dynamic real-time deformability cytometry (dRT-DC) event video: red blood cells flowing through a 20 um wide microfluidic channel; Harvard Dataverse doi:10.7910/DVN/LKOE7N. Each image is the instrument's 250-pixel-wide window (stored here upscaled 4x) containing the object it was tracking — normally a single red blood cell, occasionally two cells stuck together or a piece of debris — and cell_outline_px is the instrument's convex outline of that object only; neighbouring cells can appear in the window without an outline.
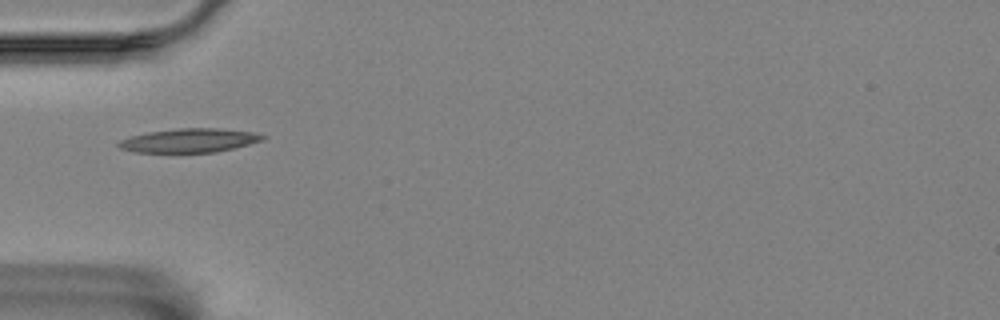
{"species": "Egyptian fruit bat (a non-hibernating species)", "species_latin": "Rousettus aegyptiacus", "temperature_condition": "room temperature", "stored_images_in_passage": 40, "camera_frame_rate_fps": 3000, "um_per_image_px": 0.085, "animal": {"sex": "female"}, "frame": {"image": 1, "passage_image": 1, "time_ms": 0.0, "image_size_px": [1000, 320], "cell_outline_px": [[268, 136], [264, 140], [216, 152], [132, 152], [120, 148], [116, 144], [120, 140], [132, 136], [148, 132], [180, 128], [216, 128], [252, 132]], "centroid_in_image_um": [16.09, 11.94], "position_along_channel_um": 68.9, "area_um2": 19.88}}
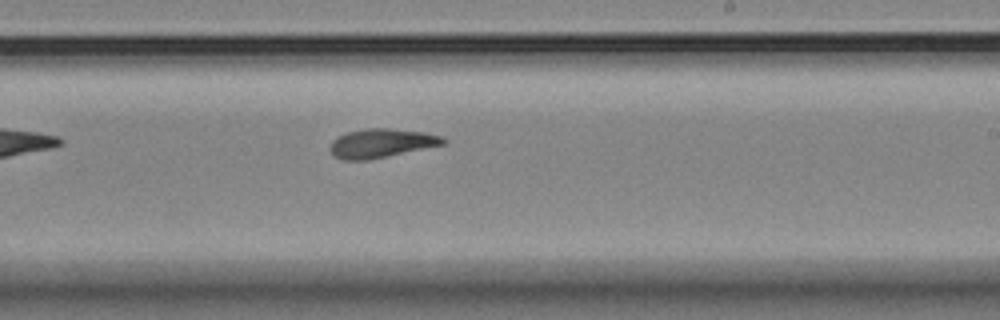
{"frame": {"image": 2, "passage_image": 17, "time_ms": 5.333, "image_size_px": [1000, 320], "cell_outline_px": [[448, 140], [444, 144], [368, 160], [344, 160], [336, 156], [328, 148], [332, 140], [348, 132], [368, 128], [388, 128], [424, 132], [440, 136]], "centroid_in_image_um": [32.41, 12.17], "position_along_channel_um": 256.6, "area_um2": 18.79}}
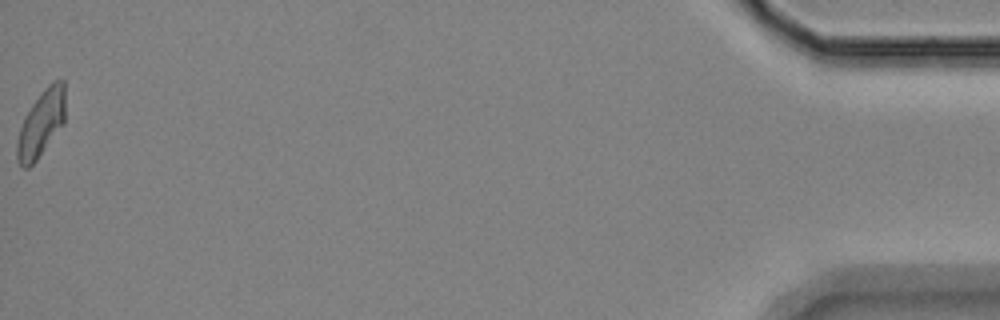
{"frame": {"image": 3, "passage_image": 40, "time_ms": 13.0, "image_size_px": [1000, 320], "cell_outline_px": [[64, 124], [36, 160], [28, 168], [24, 168], [16, 160], [16, 144], [20, 128], [24, 116], [40, 92], [52, 80], [64, 80]], "centroid_in_image_um": [3.48, 10.49], "position_along_channel_um": 431.7, "area_um2": 18.67}, "authors_computed_cell_mechanics": {"area_um2": 18.785, "velocity_mm_per_s": 3.5121, "shape_relaxation_time_tau1_ms": 5.6722, "shape_relaxation_time_tau2_ms": 3.8963, "deformation_change_tau1": 0.1608, "deformation_change_tau2": 0.1103}}